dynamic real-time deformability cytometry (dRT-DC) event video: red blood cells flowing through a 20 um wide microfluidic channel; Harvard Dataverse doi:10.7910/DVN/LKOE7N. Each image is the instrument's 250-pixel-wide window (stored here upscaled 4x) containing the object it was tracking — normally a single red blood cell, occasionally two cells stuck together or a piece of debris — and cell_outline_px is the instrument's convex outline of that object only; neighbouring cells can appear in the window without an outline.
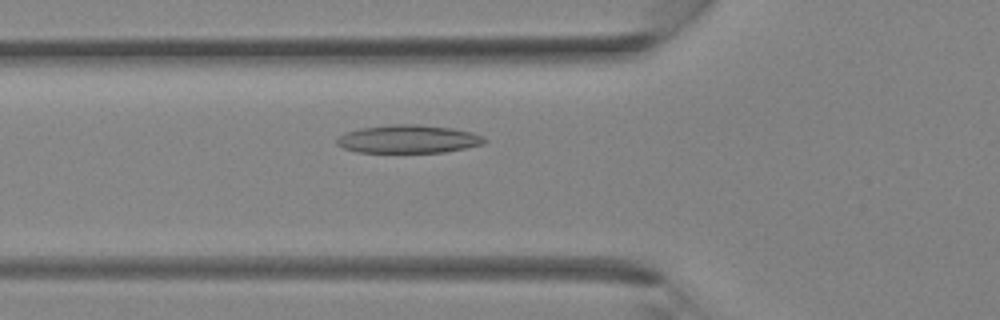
{"species": "Egyptian fruit bat (a non-hibernating species)", "species_latin": "Rousettus aegyptiacus", "temperature_condition": "room temperature", "stored_images_in_passage": 31, "camera_frame_rate_fps": 3000, "um_per_image_px": 0.085, "animal": {"sex": "female"}, "frame": {"image": 1, "passage_image": 8, "time_ms": 2.333, "image_size_px": [1000, 320], "cell_outline_px": [[488, 140], [484, 144], [444, 152], [356, 152], [344, 148], [336, 144], [336, 140], [344, 132], [360, 128], [388, 124], [416, 124], [452, 128], [472, 132]], "centroid_in_image_um": [34.68, 11.81], "position_along_channel_um": 91.1, "area_um2": 24.22}}
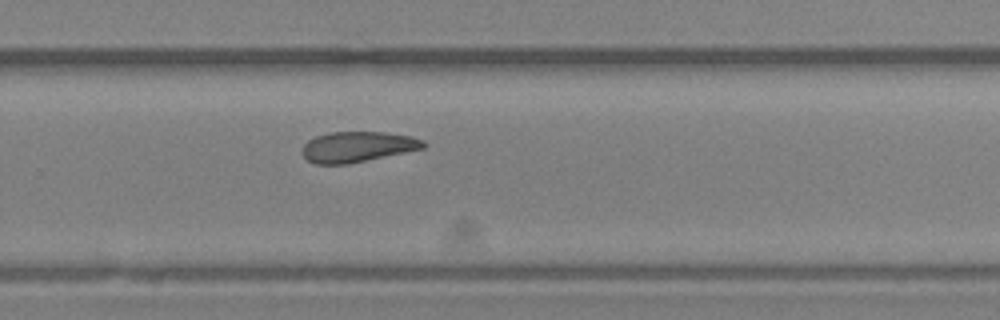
{"frame": {"image": 2, "passage_image": 19, "time_ms": 6.0, "image_size_px": [1000, 320], "cell_outline_px": [[428, 144], [424, 148], [348, 164], [316, 164], [308, 160], [300, 152], [304, 144], [308, 140], [316, 136], [328, 132], [388, 132], [408, 136], [424, 140]], "centroid_in_image_um": [30.37, 12.47], "position_along_channel_um": 299.4, "area_um2": 21.56}}
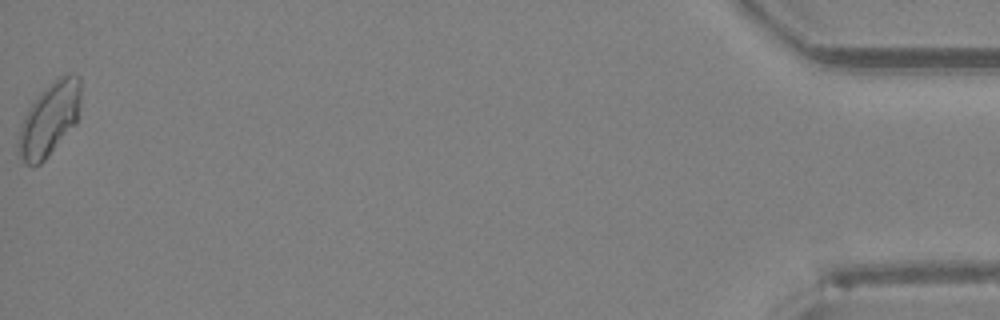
{"frame": {"image": 3, "passage_image": 31, "time_ms": 10.0, "image_size_px": [1000, 320], "cell_outline_px": [[80, 104], [76, 124], [48, 156], [40, 164], [32, 168], [24, 164], [16, 152], [16, 144], [20, 124], [28, 108], [40, 92], [52, 80], [68, 72], [80, 76]], "centroid_in_image_um": [4.16, 10.15], "position_along_channel_um": 431.0, "area_um2": 27.28}}